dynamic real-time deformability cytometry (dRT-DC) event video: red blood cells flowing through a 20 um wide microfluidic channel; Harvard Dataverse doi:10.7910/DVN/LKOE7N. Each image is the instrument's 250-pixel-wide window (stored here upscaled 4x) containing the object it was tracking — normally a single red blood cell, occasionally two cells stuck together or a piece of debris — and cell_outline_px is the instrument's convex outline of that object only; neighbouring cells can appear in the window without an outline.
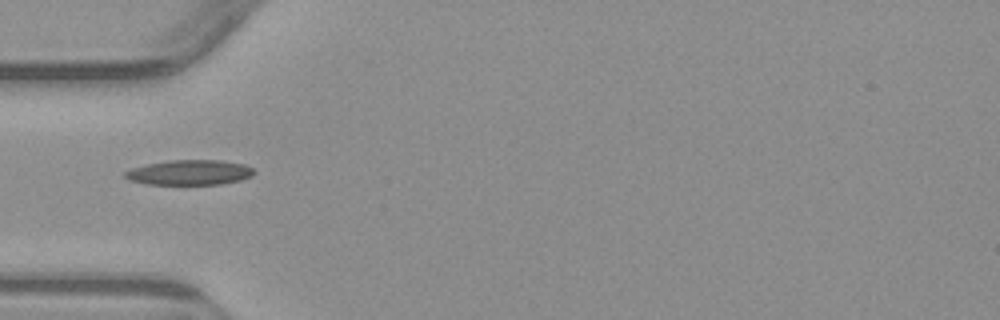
{"species": "common noctule bat (a hibernating species)", "species_latin": "Nyctalus noctula", "temperature_condition": "warm", "stored_images_in_passage": 1, "camera_frame_rate_fps": 3000, "um_per_image_px": 0.085, "animal": {"sex": "male", "body_mass_g": 23.1, "forearm_length_mm": 52.7}, "frame": {"image": 1, "passage_image": 1, "time_ms": 0.0, "image_size_px": [1000, 320], "cell_outline_px": [[256, 172], [252, 176], [240, 180], [220, 184], [148, 184], [128, 180], [124, 176], [124, 172], [132, 168], [148, 164], [168, 160], [220, 160], [244, 164], [252, 168]], "centroid_in_image_um": [16.12, 14.65], "position_along_channel_um": 68.9, "area_um2": 18.79}}